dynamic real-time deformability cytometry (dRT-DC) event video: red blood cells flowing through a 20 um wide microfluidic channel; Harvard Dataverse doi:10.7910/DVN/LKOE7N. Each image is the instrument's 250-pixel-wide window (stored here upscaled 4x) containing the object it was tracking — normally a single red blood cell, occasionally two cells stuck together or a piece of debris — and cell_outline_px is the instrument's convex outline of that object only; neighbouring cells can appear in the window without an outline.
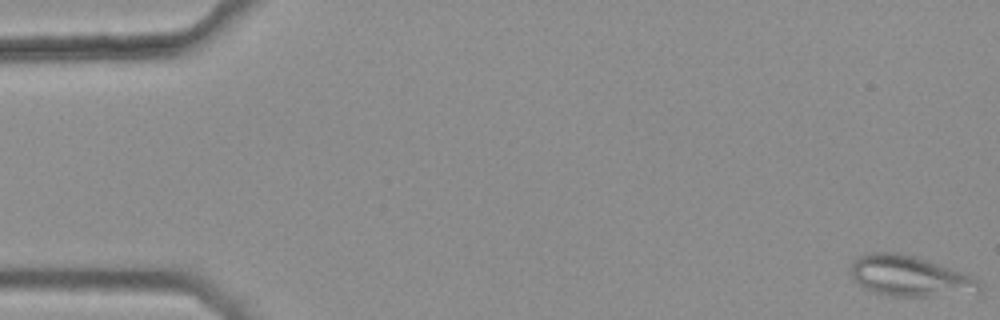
{"species": "common noctule bat (a hibernating species)", "species_latin": "Nyctalus noctula", "temperature_condition": "warm", "stored_images_in_passage": 45, "camera_frame_rate_fps": 3000, "um_per_image_px": 0.085, "animal": {"sex": "female", "body_mass_g": 25.1}, "frame": {"image": 1, "passage_image": 1, "time_ms": 0.0, "image_size_px": [1000, 320], "cell_outline_px": [[980, 296], [892, 296], [876, 292], [864, 288], [852, 276], [852, 260], [856, 256], [872, 252], [900, 252], [972, 276], [980, 280]], "centroid_in_image_um": [77.41, 23.5], "position_along_channel_um": 7.6, "area_um2": 30.58}}
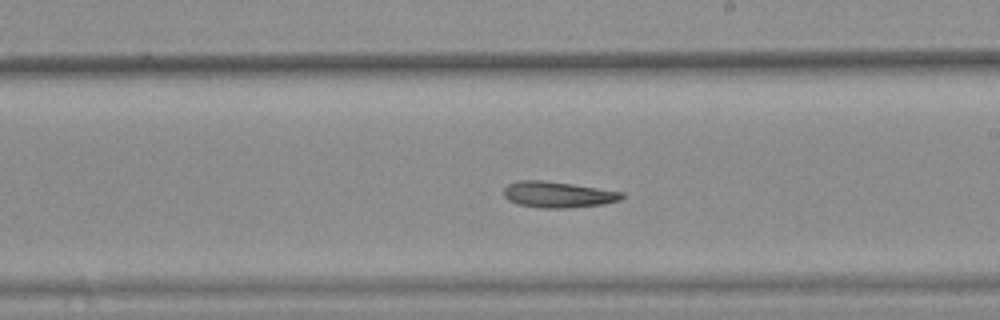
{"frame": {"image": 2, "passage_image": 31, "time_ms": 10.0, "image_size_px": [1000, 320], "cell_outline_px": [[624, 196], [620, 200], [604, 204], [568, 208], [540, 208], [520, 204], [508, 200], [504, 196], [504, 188], [508, 184], [516, 180], [544, 180], [572, 184], [624, 192]], "centroid_in_image_um": [47.42, 16.53], "position_along_channel_um": 241.6, "area_um2": 17.98}}
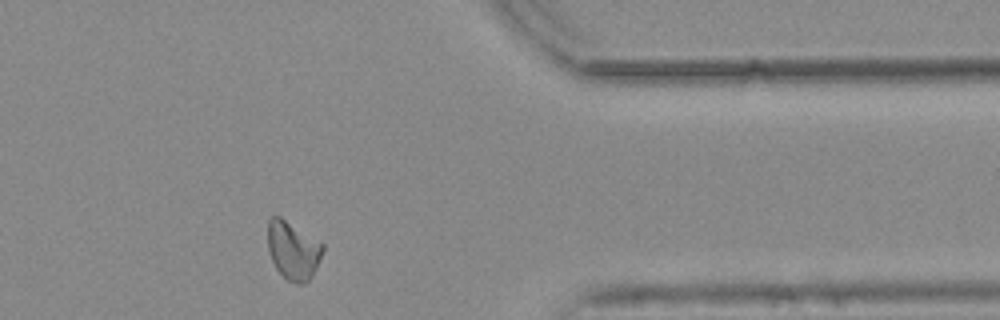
{"frame": {"image": 3, "passage_image": 44, "time_ms": 14.333, "image_size_px": [1000, 320], "cell_outline_px": [[324, 248], [316, 268], [312, 276], [304, 284], [296, 284], [288, 280], [276, 268], [268, 252], [268, 220], [272, 216], [280, 216], [324, 244]], "centroid_in_image_um": [24.9, 21.28], "position_along_channel_um": 386.5, "area_um2": 18.55}}